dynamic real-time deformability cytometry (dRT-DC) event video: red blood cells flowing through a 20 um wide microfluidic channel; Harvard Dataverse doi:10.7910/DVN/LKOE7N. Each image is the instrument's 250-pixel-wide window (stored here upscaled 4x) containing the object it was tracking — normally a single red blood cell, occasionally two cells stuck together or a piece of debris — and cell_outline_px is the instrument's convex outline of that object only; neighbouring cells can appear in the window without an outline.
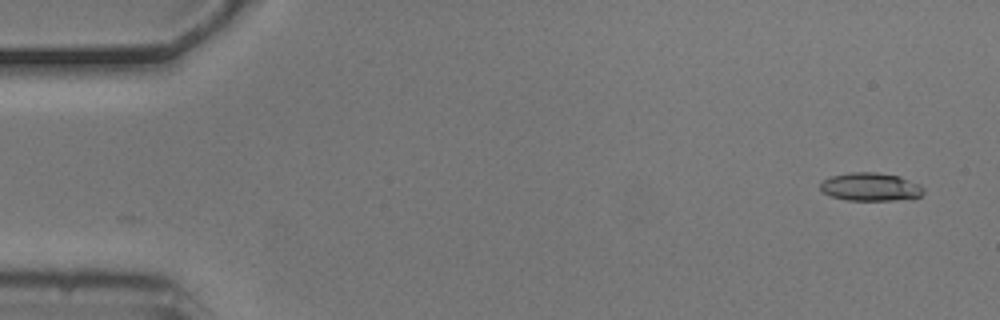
{"species": "common noctule bat (a hibernating species)", "species_latin": "Nyctalus noctula", "temperature_condition": "cold", "stored_images_in_passage": 6, "camera_frame_rate_fps": 3000, "um_per_image_px": 0.085, "animal": {"sex": "male", "body_mass_g": 20.5, "forearm_length_mm": 52.5}, "frame": {"image": 1, "passage_image": 1, "time_ms": 0.0, "image_size_px": [1000, 320], "cell_outline_px": [[924, 192], [920, 196], [896, 200], [848, 200], [832, 196], [824, 192], [820, 188], [820, 184], [824, 180], [832, 176], [852, 172], [876, 172], [900, 176], [920, 184], [924, 188]], "centroid_in_image_um": [74.03, 15.87], "position_along_channel_um": 11.0, "area_um2": 16.82}}
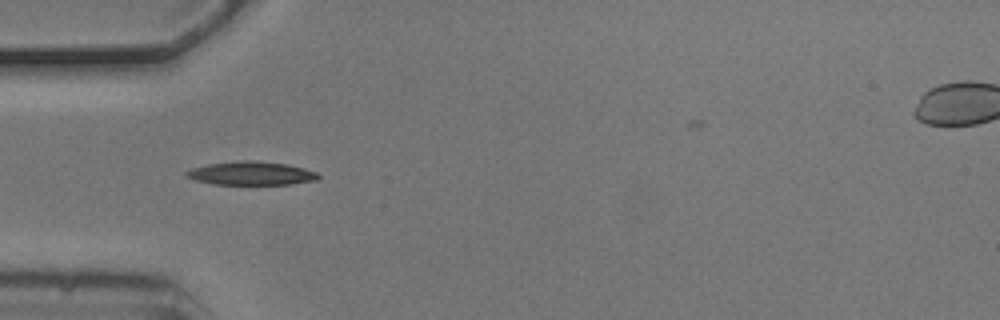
{"frame": {"image": 2, "passage_image": 5, "time_ms": 1.333, "image_size_px": [1000, 320], "cell_outline_px": [[320, 180], [292, 184], [212, 184], [196, 180], [184, 176], [184, 172], [192, 168], [208, 164], [244, 160], [252, 160], [288, 164], [304, 168], [316, 172], [320, 176]], "centroid_in_image_um": [21.37, 14.73], "position_along_channel_um": 63.6, "area_um2": 18.15}}
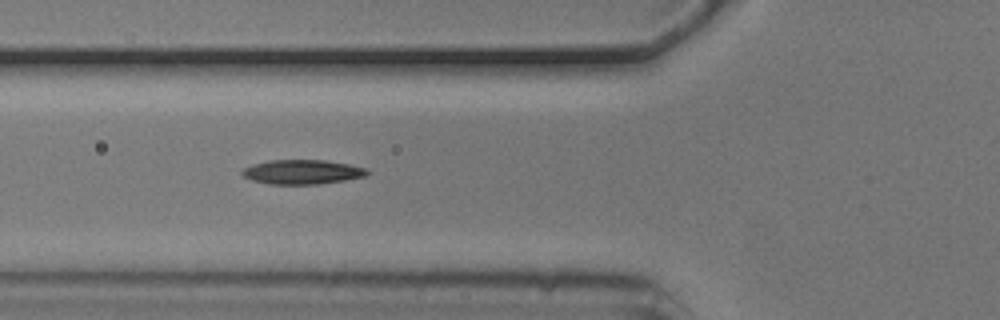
{"frame": {"image": 3, "passage_image": 6, "time_ms": 1.667, "image_size_px": [1000, 320], "cell_outline_px": [[368, 172], [364, 176], [344, 180], [320, 184], [268, 184], [252, 180], [244, 176], [240, 172], [244, 168], [252, 164], [268, 160], [324, 160], [348, 164], [368, 168]], "centroid_in_image_um": [25.66, 14.61], "position_along_channel_um": 100.1, "area_um2": 17.74}}